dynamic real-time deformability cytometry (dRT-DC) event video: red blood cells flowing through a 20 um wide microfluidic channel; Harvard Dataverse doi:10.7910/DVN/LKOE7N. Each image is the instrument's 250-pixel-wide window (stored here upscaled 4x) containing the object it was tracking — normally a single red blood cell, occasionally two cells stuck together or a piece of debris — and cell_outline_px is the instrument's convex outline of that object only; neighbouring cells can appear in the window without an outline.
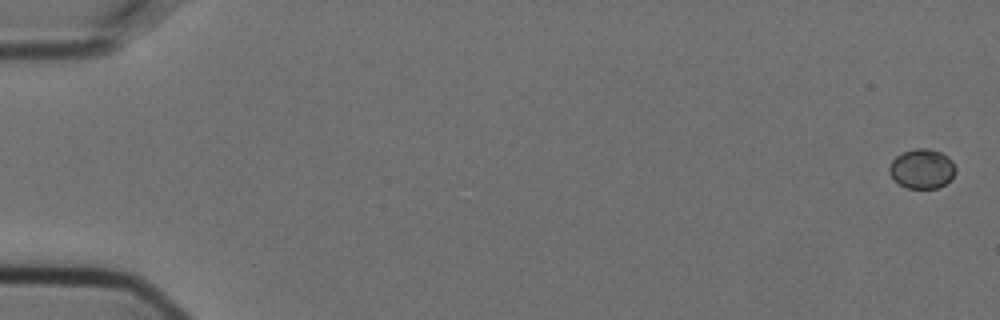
{"species": "Egyptian fruit bat (a non-hibernating species)", "species_latin": "Rousettus aegyptiacus", "temperature_condition": "cold", "stored_images_in_passage": 5, "camera_frame_rate_fps": 3000, "um_per_image_px": 0.085, "animal": {"sex": "female"}, "frame": {"image": 1, "passage_image": 1, "time_ms": 0.0, "image_size_px": [1000, 320], "cell_outline_px": [[956, 172], [952, 180], [936, 188], [908, 188], [900, 184], [888, 172], [888, 168], [892, 160], [896, 156], [904, 152], [916, 148], [928, 148], [940, 152], [948, 156], [952, 160], [956, 168]], "centroid_in_image_um": [78.4, 14.34], "position_along_channel_um": 6.6, "area_um2": 15.32}}